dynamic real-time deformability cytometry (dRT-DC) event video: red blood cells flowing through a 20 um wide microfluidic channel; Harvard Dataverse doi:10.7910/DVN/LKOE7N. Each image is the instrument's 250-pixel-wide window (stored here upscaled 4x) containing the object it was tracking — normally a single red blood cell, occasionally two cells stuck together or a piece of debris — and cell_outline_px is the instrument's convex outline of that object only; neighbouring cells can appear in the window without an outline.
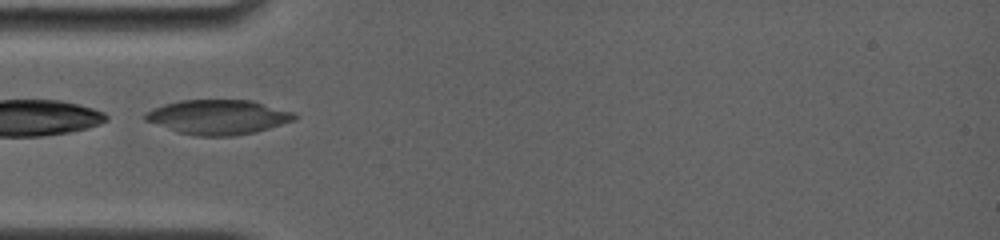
{"species": "common noctule bat (a hibernating species)", "species_latin": "Nyctalus noctula", "temperature_condition": "room temperature", "stored_images_in_passage": 16, "camera_frame_rate_fps": 4000, "um_per_image_px": 0.085, "animal": {"sex": "female", "body_mass_g": 19.0, "forearm_length_mm": 56.7}, "frame": {"image": 1, "passage_image": 1, "time_ms": 0.0, "image_size_px": [1000, 240], "cell_outline_px": [[300, 116], [296, 120], [256, 132], [232, 136], [196, 136], [176, 132], [144, 120], [144, 112], [152, 108], [164, 104], [180, 100], [252, 100], [296, 112]], "centroid_in_image_um": [18.57, 9.95], "position_along_channel_um": 66.4, "area_um2": 30.58}}
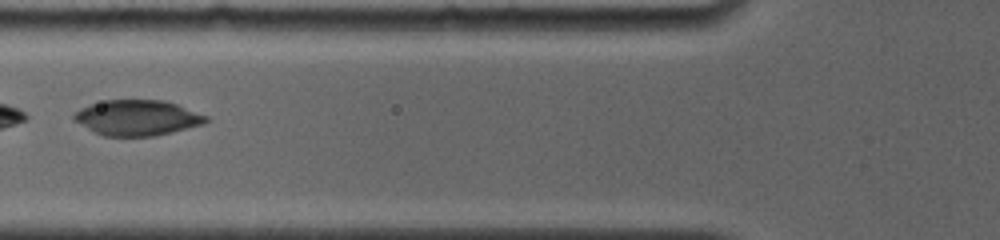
{"frame": {"image": 2, "passage_image": 3, "time_ms": 1.25, "image_size_px": [1000, 240], "cell_outline_px": [[212, 120], [204, 124], [156, 136], [104, 136], [72, 120], [72, 116], [80, 108], [104, 100], [164, 100], [176, 104], [208, 116]], "centroid_in_image_um": [11.7, 10.01], "position_along_channel_um": 114.1, "area_um2": 27.28}}
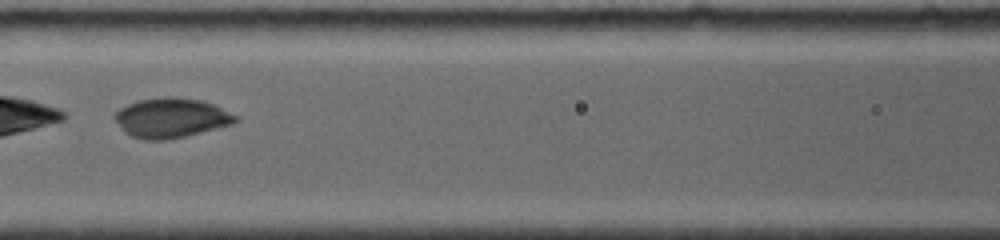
{"frame": {"image": 3, "passage_image": 5, "time_ms": 2.25, "image_size_px": [1000, 240], "cell_outline_px": [[240, 120], [232, 124], [184, 136], [164, 140], [144, 140], [132, 136], [124, 132], [112, 116], [120, 108], [136, 100], [200, 100], [212, 104], [240, 116]], "centroid_in_image_um": [14.54, 10.07], "position_along_channel_um": 152.1, "area_um2": 26.93}}